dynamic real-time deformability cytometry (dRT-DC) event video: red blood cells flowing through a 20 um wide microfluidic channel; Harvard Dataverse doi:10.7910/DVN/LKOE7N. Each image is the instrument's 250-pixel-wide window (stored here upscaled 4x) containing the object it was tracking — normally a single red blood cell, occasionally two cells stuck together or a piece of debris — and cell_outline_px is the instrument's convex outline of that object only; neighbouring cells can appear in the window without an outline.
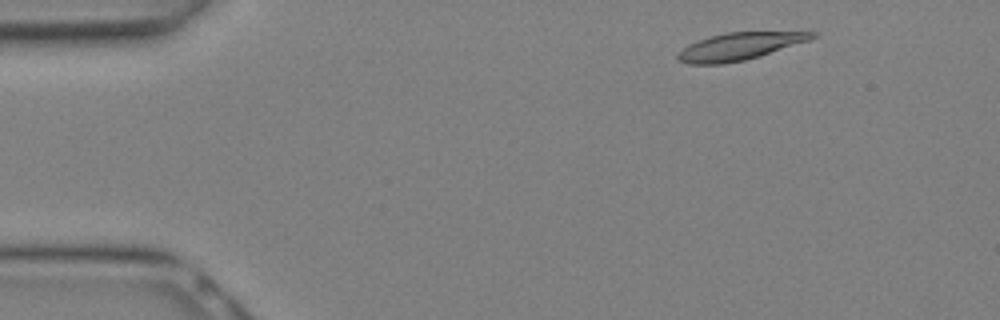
{"species": "Egyptian fruit bat (a non-hibernating species)", "species_latin": "Rousettus aegyptiacus", "temperature_condition": "warm", "stored_images_in_passage": 25, "camera_frame_rate_fps": 3000, "um_per_image_px": 0.085, "animal": {"sex": "female"}, "frame": {"image": 1, "passage_image": 1, "time_ms": 0.0, "image_size_px": [1000, 320], "cell_outline_px": [[820, 36], [760, 56], [744, 60], [724, 64], [688, 64], [676, 60], [676, 56], [688, 44], [724, 32], [820, 32]], "centroid_in_image_um": [62.86, 3.94], "position_along_channel_um": 22.1, "area_um2": 21.21}}
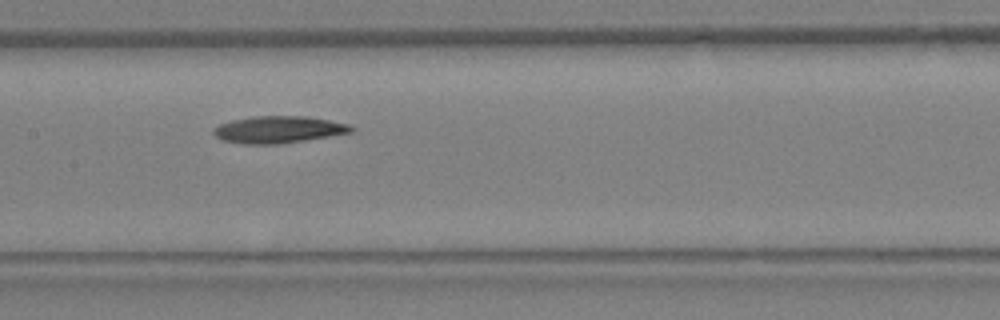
{"frame": {"image": 2, "passage_image": 11, "time_ms": 3.333, "image_size_px": [1000, 320], "cell_outline_px": [[356, 128], [352, 132], [328, 136], [276, 144], [244, 144], [224, 140], [216, 136], [212, 132], [220, 124], [232, 120], [252, 116], [304, 116], [352, 124]], "centroid_in_image_um": [23.7, 11.0], "position_along_channel_um": 183.7, "area_um2": 21.39}}
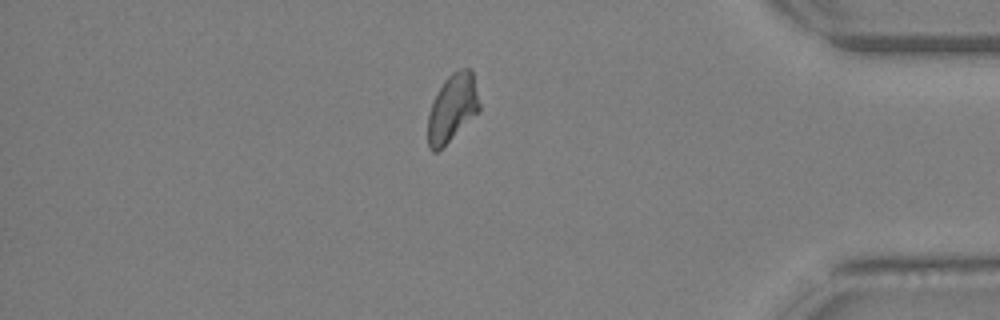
{"frame": {"image": 3, "passage_image": 21, "time_ms": 6.667, "image_size_px": [1000, 320], "cell_outline_px": [[480, 112], [436, 152], [432, 152], [428, 148], [428, 112], [432, 100], [444, 80], [452, 72], [460, 68], [472, 68], [480, 104]], "centroid_in_image_um": [38.45, 9.15], "position_along_channel_um": 396.7, "area_um2": 20.52}}